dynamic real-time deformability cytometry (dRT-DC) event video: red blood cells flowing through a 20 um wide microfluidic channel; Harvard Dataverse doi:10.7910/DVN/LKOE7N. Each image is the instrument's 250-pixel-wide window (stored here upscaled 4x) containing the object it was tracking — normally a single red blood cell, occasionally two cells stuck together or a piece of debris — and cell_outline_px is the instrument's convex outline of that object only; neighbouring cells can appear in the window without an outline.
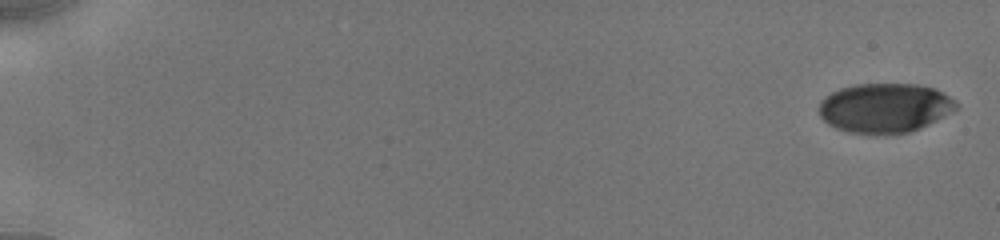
{"species": "human", "species_latin": "Homo sapiens", "temperature_condition": "cold", "stored_images_in_passage": 23, "camera_frame_rate_fps": 3000, "um_per_image_px": 0.085, "donor": {"sex": "male"}, "frame": {"image": 1, "passage_image": 1, "time_ms": 0.0, "image_size_px": [1000, 240], "cell_outline_px": [[960, 104], [952, 112], [920, 128], [908, 132], [888, 136], [872, 136], [848, 132], [836, 128], [828, 124], [820, 116], [820, 100], [832, 92], [840, 88], [856, 84], [916, 84], [936, 88], [956, 100]], "centroid_in_image_um": [75.22, 9.2], "position_along_channel_um": 9.8, "area_um2": 40.23}}
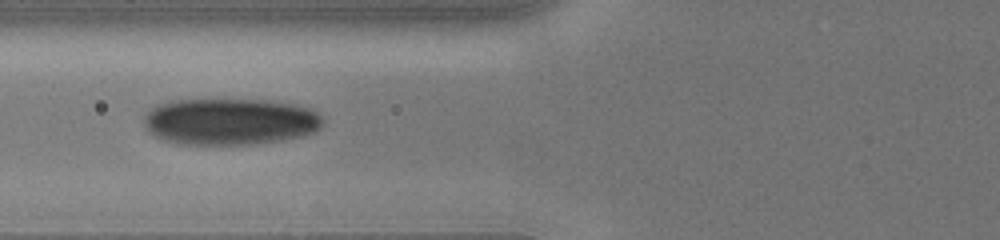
{"frame": {"image": 2, "passage_image": 14, "time_ms": 7.333, "image_size_px": [1000, 240], "cell_outline_px": [[324, 124], [316, 132], [304, 136], [284, 140], [256, 144], [176, 144], [160, 140], [148, 132], [144, 124], [144, 116], [152, 108], [160, 104], [172, 100], [264, 100], [296, 104], [312, 108], [324, 120]], "centroid_in_image_um": [19.58, 10.35], "position_along_channel_um": 106.2, "area_um2": 49.19}}
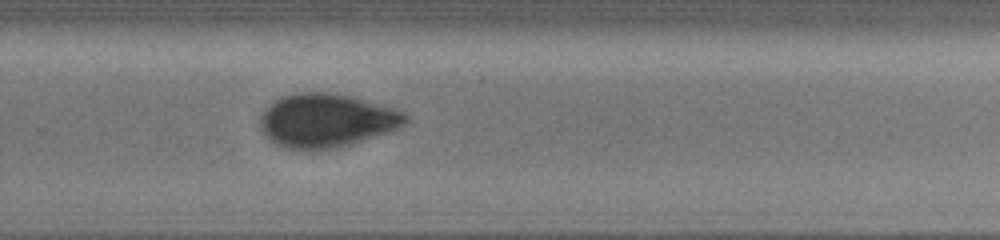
{"frame": {"image": 3, "passage_image": 23, "time_ms": 12.333, "image_size_px": [1000, 240], "cell_outline_px": [[408, 120], [400, 128], [392, 132], [340, 148], [312, 152], [284, 148], [268, 140], [260, 132], [260, 116], [264, 108], [280, 96], [300, 92], [328, 92], [348, 96], [396, 108], [404, 112], [408, 116]], "centroid_in_image_um": [27.73, 10.29], "position_along_channel_um": 302.1, "area_um2": 46.64}}